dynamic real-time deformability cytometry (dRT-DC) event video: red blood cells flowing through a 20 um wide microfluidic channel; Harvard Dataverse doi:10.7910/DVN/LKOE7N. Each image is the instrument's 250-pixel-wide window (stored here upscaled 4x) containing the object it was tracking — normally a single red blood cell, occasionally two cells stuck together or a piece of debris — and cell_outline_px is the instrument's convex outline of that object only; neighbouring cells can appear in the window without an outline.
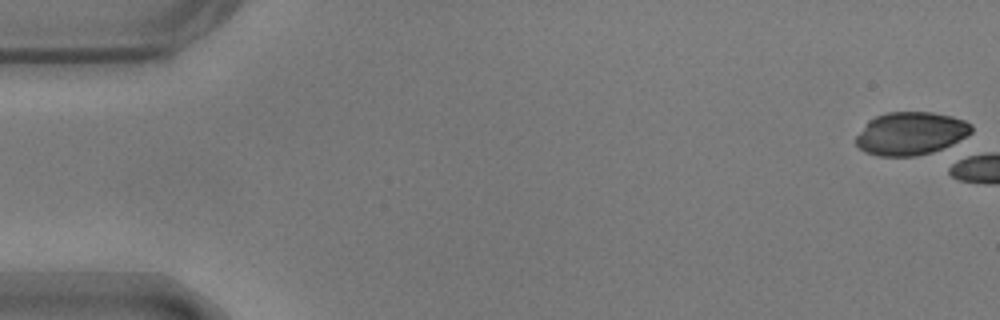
{"species": "common noctule bat (a hibernating species)", "species_latin": "Nyctalus noctula", "temperature_condition": "warm", "stored_images_in_passage": 4, "camera_frame_rate_fps": 3000, "um_per_image_px": 0.085, "animal": {"sex": "male", "body_mass_g": 17.9}, "frame": {"image": 1, "passage_image": 1, "time_ms": 0.0, "image_size_px": [1000, 320], "cell_outline_px": [[972, 132], [952, 144], [932, 152], [916, 156], [880, 156], [864, 152], [856, 144], [856, 136], [868, 120], [876, 116], [888, 112], [932, 112], [952, 116], [964, 120], [972, 124]], "centroid_in_image_um": [77.4, 11.34], "position_along_channel_um": 7.6, "area_um2": 28.9}}